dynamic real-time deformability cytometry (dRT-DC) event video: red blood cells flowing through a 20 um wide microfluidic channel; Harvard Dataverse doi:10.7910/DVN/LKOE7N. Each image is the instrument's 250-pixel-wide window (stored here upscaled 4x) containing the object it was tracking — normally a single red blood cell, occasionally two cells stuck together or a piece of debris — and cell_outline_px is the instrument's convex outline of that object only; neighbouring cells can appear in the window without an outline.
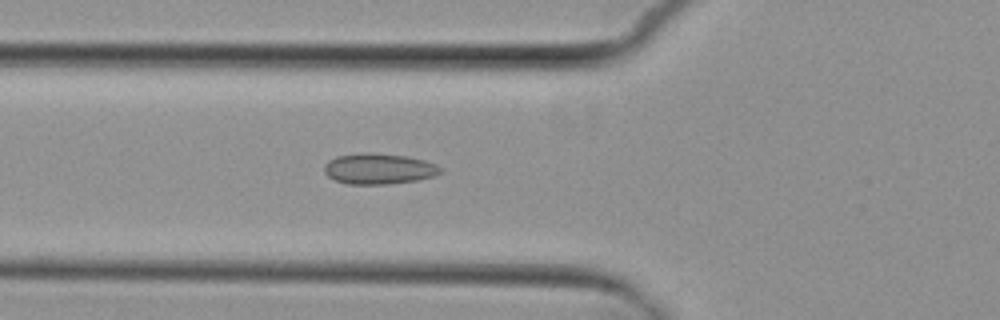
{"species": "common noctule bat (a hibernating species)", "species_latin": "Nyctalus noctula", "temperature_condition": "cold", "stored_images_in_passage": 5, "camera_frame_rate_fps": 3000, "um_per_image_px": 0.085, "animal": {"sex": "female", "body_mass_g": 29.2, "forearm_length_mm": 56.3}, "frame": {"image": 1, "passage_image": 5, "time_ms": 5.667, "image_size_px": [1000, 320], "cell_outline_px": [[444, 172], [436, 176], [416, 180], [388, 184], [348, 184], [336, 180], [328, 176], [324, 172], [324, 164], [328, 160], [336, 156], [368, 152], [408, 156], [424, 160], [436, 164], [444, 168]], "centroid_in_image_um": [32.24, 14.34], "position_along_channel_um": 93.6, "area_um2": 21.04}}